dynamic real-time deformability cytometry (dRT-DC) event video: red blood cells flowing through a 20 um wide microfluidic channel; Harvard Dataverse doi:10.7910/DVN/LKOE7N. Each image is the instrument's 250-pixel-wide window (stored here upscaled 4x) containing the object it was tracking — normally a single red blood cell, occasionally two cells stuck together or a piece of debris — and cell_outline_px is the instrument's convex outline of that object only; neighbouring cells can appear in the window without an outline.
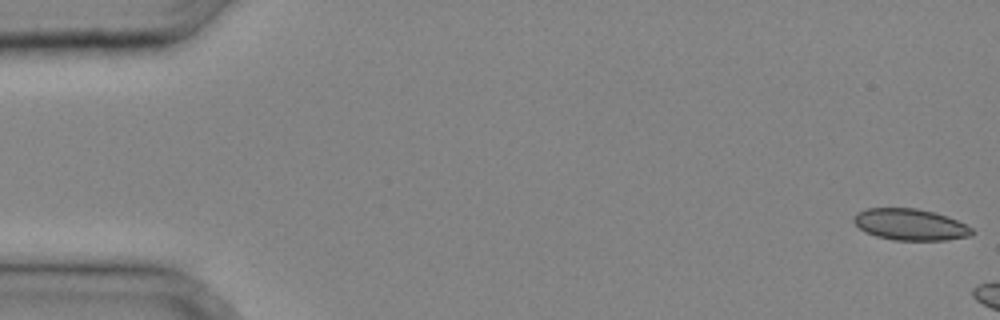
{"species": "common noctule bat (a hibernating species)", "species_latin": "Nyctalus noctula", "temperature_condition": "cold", "stored_images_in_passage": 4, "camera_frame_rate_fps": 3000, "um_per_image_px": 0.085, "animal": {"sex": "male", "body_mass_g": 20.4}, "frame": {"image": 1, "passage_image": 1, "time_ms": 0.0, "image_size_px": [1000, 320], "cell_outline_px": [[976, 232], [972, 236], [948, 240], [896, 240], [876, 236], [864, 232], [852, 220], [852, 216], [856, 212], [868, 208], [916, 208], [948, 216], [972, 228]], "centroid_in_image_um": [77.37, 19.09], "position_along_channel_um": 7.6, "area_um2": 21.79}}